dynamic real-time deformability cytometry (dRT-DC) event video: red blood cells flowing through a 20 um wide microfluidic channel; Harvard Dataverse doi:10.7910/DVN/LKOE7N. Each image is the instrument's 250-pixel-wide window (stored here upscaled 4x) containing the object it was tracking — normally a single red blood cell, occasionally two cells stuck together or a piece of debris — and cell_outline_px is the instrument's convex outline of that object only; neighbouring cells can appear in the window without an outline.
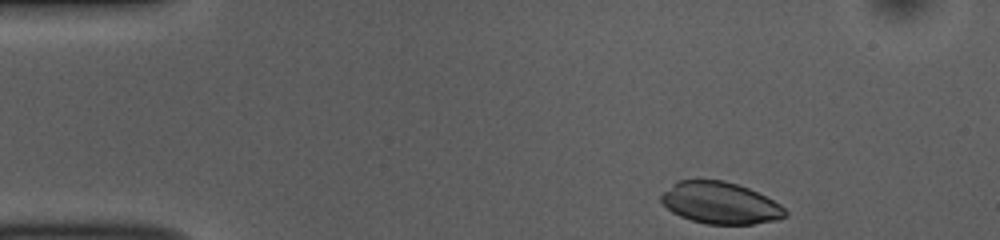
{"species": "common noctule bat (a hibernating species)", "species_latin": "Nyctalus noctula", "temperature_condition": "room temperature", "stored_images_in_passage": 47, "camera_frame_rate_fps": 3000, "um_per_image_px": 0.085, "animal": {"sex": "female", "body_mass_g": 10.0, "forearm_length_mm": 53.1}, "frame": {"image": 1, "passage_image": 1, "time_ms": 0.0, "image_size_px": [1000, 240], "cell_outline_px": [[788, 216], [776, 220], [752, 224], [708, 224], [692, 220], [680, 216], [672, 212], [660, 200], [660, 196], [672, 184], [680, 180], [724, 180], [748, 188], [780, 204], [788, 212]], "centroid_in_image_um": [61.23, 17.26], "position_along_channel_um": 23.8, "area_um2": 29.94}}
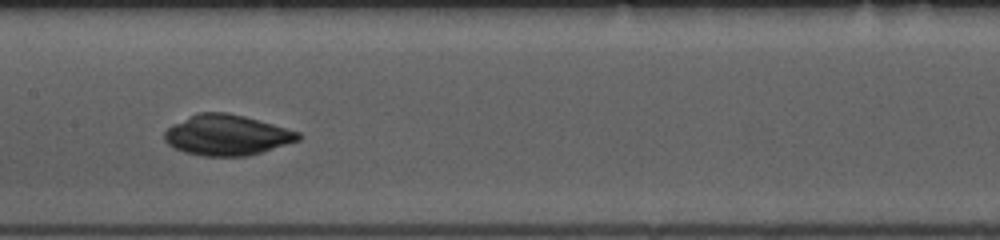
{"frame": {"image": 2, "passage_image": 20, "time_ms": 6.333, "image_size_px": [1000, 240], "cell_outline_px": [[304, 136], [300, 140], [248, 156], [204, 156], [184, 152], [168, 144], [164, 140], [164, 132], [172, 124], [196, 112], [224, 112], [244, 116], [300, 132]], "centroid_in_image_um": [19.28, 11.48], "position_along_channel_um": 188.1, "area_um2": 31.62}}
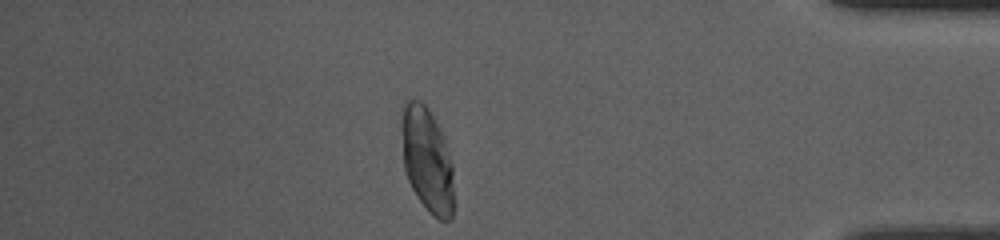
{"frame": {"image": 3, "passage_image": 40, "time_ms": 13.0, "image_size_px": [1000, 240], "cell_outline_px": [[452, 220], [440, 220], [432, 216], [428, 212], [416, 196], [408, 180], [404, 168], [400, 128], [400, 108], [404, 100], [408, 96], [420, 100], [428, 108], [440, 128], [452, 164]], "centroid_in_image_um": [36.24, 13.5], "position_along_channel_um": 399.0, "area_um2": 32.48}}